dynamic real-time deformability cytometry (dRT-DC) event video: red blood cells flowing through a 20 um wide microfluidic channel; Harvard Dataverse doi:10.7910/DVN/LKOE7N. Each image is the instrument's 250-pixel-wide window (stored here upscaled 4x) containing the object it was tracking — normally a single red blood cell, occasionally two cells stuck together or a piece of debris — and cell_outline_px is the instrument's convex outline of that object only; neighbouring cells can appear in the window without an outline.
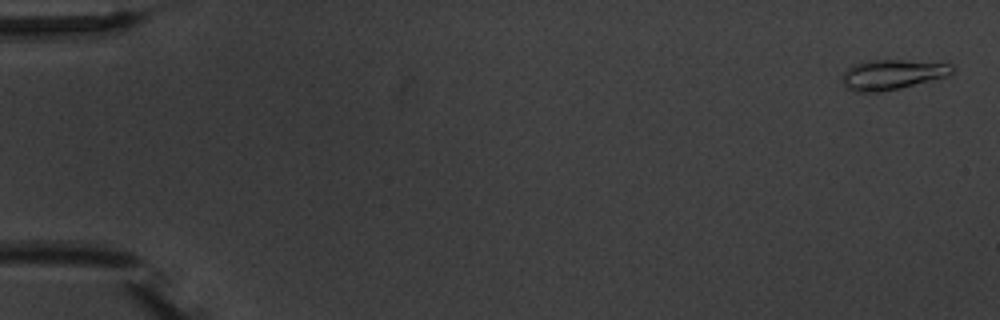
{"species": "common noctule bat (a hibernating species)", "species_latin": "Nyctalus noctula", "temperature_condition": "warm", "stored_images_in_passage": 9, "camera_frame_rate_fps": 3000, "um_per_image_px": 0.085, "animal": {"sex": "male", "body_mass_g": 20.1, "forearm_length_mm": 53.5}, "frame": {"image": 1, "passage_image": 1, "time_ms": 0.0, "image_size_px": [1000, 320], "cell_outline_px": [[956, 68], [948, 76], [900, 88], [876, 92], [852, 92], [844, 88], [840, 80], [840, 76], [852, 64], [872, 60], [900, 60], [948, 64]], "centroid_in_image_um": [75.74, 6.35], "position_along_channel_um": 9.3, "area_um2": 19.31}}
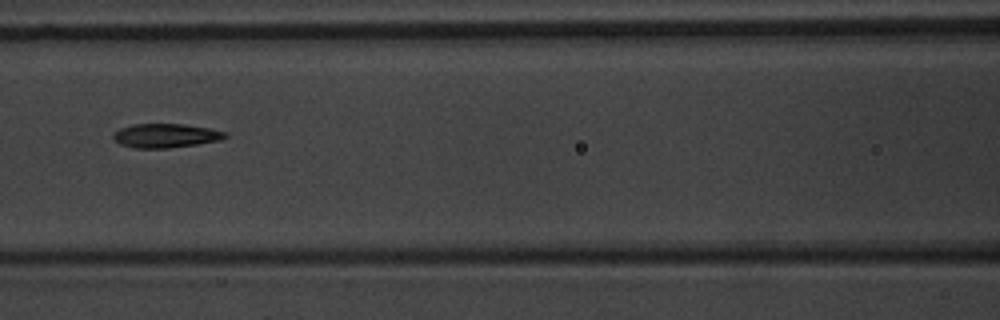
{"frame": {"image": 2, "passage_image": 7, "time_ms": 8.0, "image_size_px": [1000, 320], "cell_outline_px": [[228, 136], [220, 140], [196, 144], [168, 148], [136, 148], [120, 144], [112, 136], [112, 132], [120, 128], [132, 124], [184, 124], [208, 128], [228, 132]], "centroid_in_image_um": [14.07, 11.52], "position_along_channel_um": 152.5, "area_um2": 15.66}}
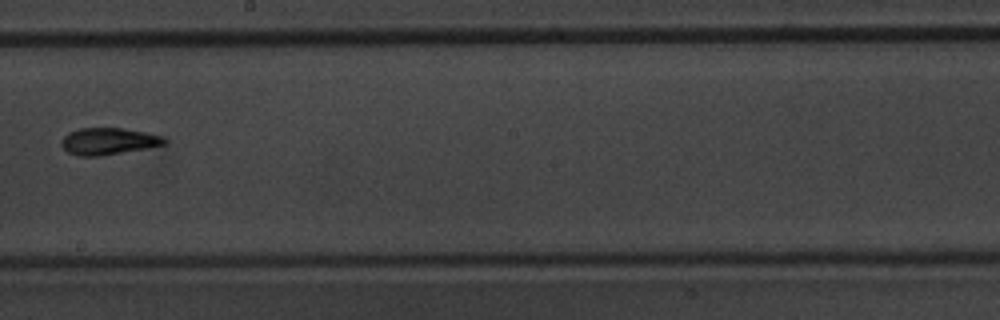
{"frame": {"image": 3, "passage_image": 9, "time_ms": 10.333, "image_size_px": [1000, 320], "cell_outline_px": [[168, 140], [164, 144], [148, 148], [100, 156], [80, 156], [68, 152], [60, 144], [64, 136], [68, 132], [80, 128], [120, 128], [144, 132], [164, 136]], "centroid_in_image_um": [9.22, 12.0], "position_along_channel_um": 239.0, "area_um2": 16.07}}